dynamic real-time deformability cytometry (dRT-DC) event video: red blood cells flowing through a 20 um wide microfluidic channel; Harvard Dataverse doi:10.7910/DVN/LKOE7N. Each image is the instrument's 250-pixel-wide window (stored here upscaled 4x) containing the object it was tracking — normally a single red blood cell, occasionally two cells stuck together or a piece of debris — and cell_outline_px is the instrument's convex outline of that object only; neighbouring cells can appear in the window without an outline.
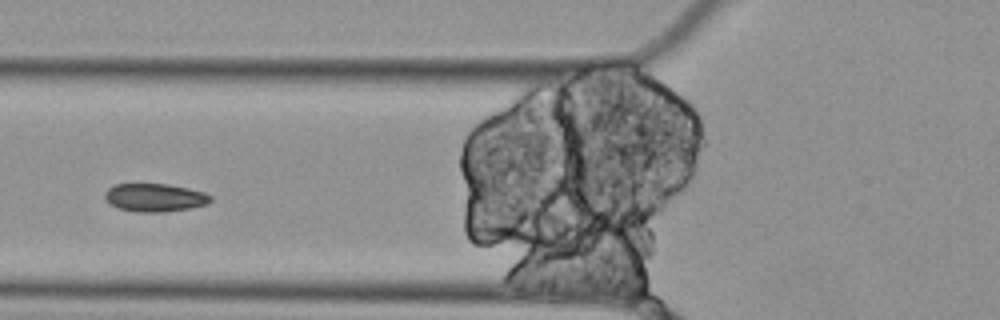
{"species": "Egyptian fruit bat (a non-hibernating species)", "species_latin": "Rousettus aegyptiacus", "temperature_condition": "cold", "stored_images_in_passage": 12, "segment_of_instrument_passage": [2, 2], "camera_frame_rate_fps": 3000, "um_per_image_px": 0.085, "animal": {"sex": "female"}, "frame": {"image": 1, "passage_image": 3, "time_ms": 0.667, "image_size_px": [1000, 320], "cell_outline_px": [[212, 200], [208, 204], [188, 208], [164, 212], [136, 212], [116, 208], [108, 204], [104, 196], [104, 192], [108, 188], [116, 184], [168, 184], [188, 188], [204, 192], [212, 196]], "centroid_in_image_um": [13.13, 16.8], "position_along_channel_um": 112.7, "area_um2": 17.51}}
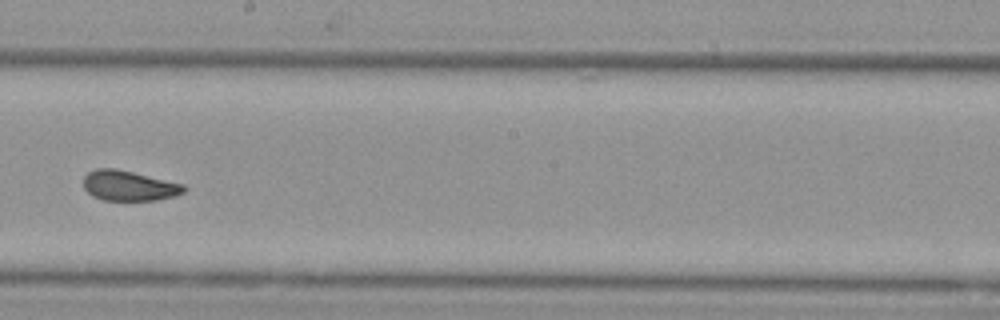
{"frame": {"image": 2, "passage_image": 6, "time_ms": 1.667, "image_size_px": [1000, 320], "cell_outline_px": [[188, 188], [184, 192], [176, 196], [156, 200], [104, 200], [92, 196], [84, 188], [84, 176], [88, 172], [96, 168], [116, 168], [184, 184]], "centroid_in_image_um": [10.98, 15.78], "position_along_channel_um": 237.2, "area_um2": 17.74}}
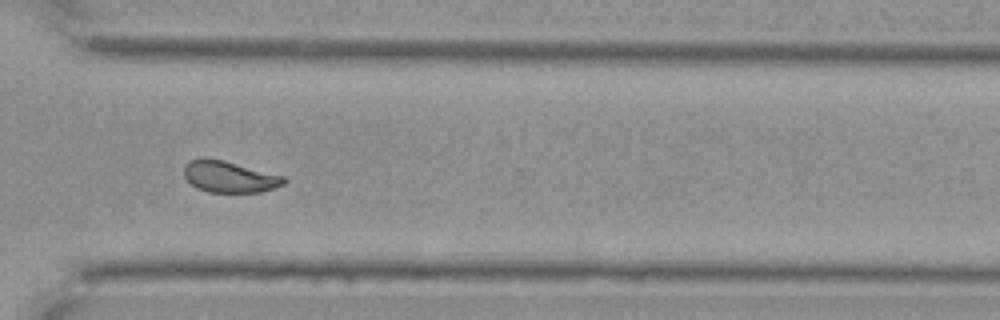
{"frame": {"image": 3, "passage_image": 9, "time_ms": 2.667, "image_size_px": [1000, 320], "cell_outline_px": [[288, 180], [284, 184], [260, 192], [208, 192], [196, 188], [184, 176], [184, 164], [188, 160], [224, 160], [284, 176]], "centroid_in_image_um": [19.51, 15.04], "position_along_channel_um": 351.1, "area_um2": 17.98}}